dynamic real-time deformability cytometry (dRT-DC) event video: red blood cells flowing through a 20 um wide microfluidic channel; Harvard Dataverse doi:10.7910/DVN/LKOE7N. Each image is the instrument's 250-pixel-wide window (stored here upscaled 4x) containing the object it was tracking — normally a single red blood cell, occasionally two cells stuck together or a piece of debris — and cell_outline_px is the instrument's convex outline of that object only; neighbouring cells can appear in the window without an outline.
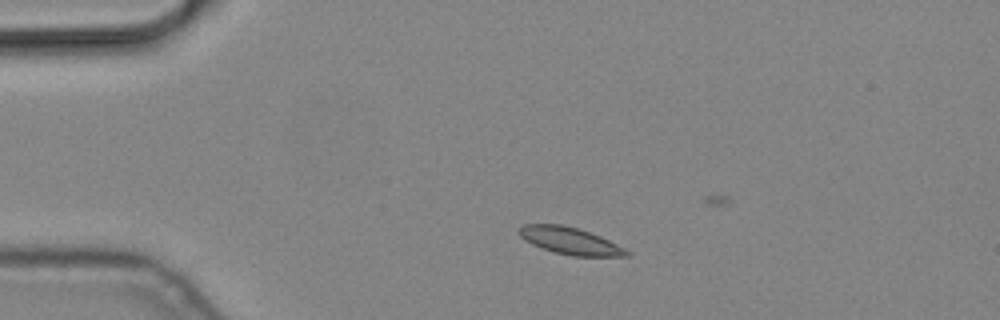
{"species": "common noctule bat (a hibernating species)", "species_latin": "Nyctalus noctula", "temperature_condition": "cold", "stored_images_in_passage": 5, "camera_frame_rate_fps": 3000, "um_per_image_px": 0.085, "animal": {"sex": "male", "body_mass_g": 19.2, "forearm_length_mm": 51.8}, "frame": {"image": 1, "passage_image": 3, "time_ms": 0.667, "image_size_px": [1000, 320], "cell_outline_px": [[632, 256], [572, 256], [552, 252], [540, 248], [524, 240], [516, 232], [516, 228], [524, 224], [560, 224], [576, 228], [600, 236], [632, 252]], "centroid_in_image_um": [48.4, 20.48], "position_along_channel_um": 36.6, "area_um2": 17.11}}